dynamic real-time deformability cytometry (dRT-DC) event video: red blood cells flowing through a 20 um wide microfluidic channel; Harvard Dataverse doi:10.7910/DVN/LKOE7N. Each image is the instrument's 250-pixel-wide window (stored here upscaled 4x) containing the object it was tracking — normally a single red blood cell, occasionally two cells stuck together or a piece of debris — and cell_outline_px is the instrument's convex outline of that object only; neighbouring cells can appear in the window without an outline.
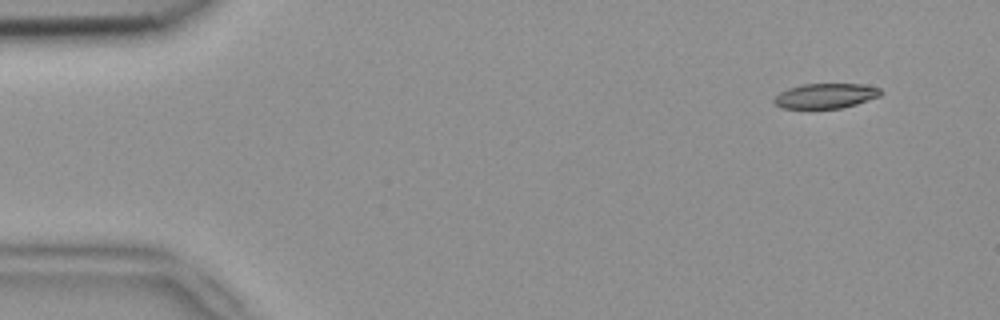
{"species": "common noctule bat (a hibernating species)", "species_latin": "Nyctalus noctula", "temperature_condition": "room temperature", "stored_images_in_passage": 4, "camera_frame_rate_fps": 3000, "um_per_image_px": 0.085, "animal": {"sex": "female", "body_mass_g": 18.4}, "frame": {"image": 1, "passage_image": 1, "time_ms": 0.0, "image_size_px": [1000, 320], "cell_outline_px": [[884, 92], [880, 96], [856, 104], [840, 108], [784, 108], [776, 104], [772, 100], [780, 92], [788, 88], [804, 84], [860, 84], [880, 88]], "centroid_in_image_um": [70.2, 8.14], "position_along_channel_um": 14.8, "area_um2": 15.37}}